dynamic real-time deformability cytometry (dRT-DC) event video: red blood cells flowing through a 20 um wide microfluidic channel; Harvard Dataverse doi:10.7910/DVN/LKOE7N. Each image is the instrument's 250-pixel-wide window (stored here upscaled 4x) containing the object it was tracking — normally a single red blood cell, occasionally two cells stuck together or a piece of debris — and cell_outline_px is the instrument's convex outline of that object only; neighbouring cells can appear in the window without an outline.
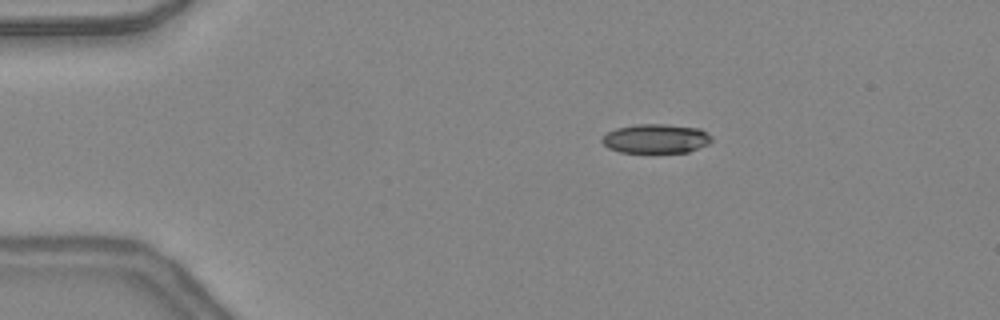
{"species": "common noctule bat (a hibernating species)", "species_latin": "Nyctalus noctula", "temperature_condition": "warm", "stored_images_in_passage": 46, "camera_frame_rate_fps": 3000, "um_per_image_px": 0.085, "animal": {"sex": "female", "body_mass_g": 24.6, "forearm_length_mm": 56.2}, "frame": {"image": 1, "passage_image": 8, "time_ms": 2.333, "image_size_px": [1000, 320], "cell_outline_px": [[712, 140], [708, 144], [688, 152], [620, 152], [608, 148], [600, 140], [608, 132], [616, 128], [636, 124], [664, 124], [700, 128], [712, 136]], "centroid_in_image_um": [55.76, 11.78], "position_along_channel_um": 29.2, "area_um2": 18.61}}
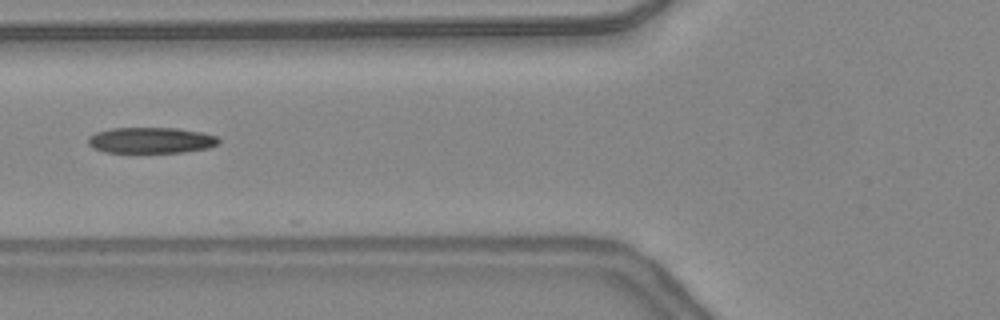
{"frame": {"image": 2, "passage_image": 18, "time_ms": 5.667, "image_size_px": [1000, 320], "cell_outline_px": [[220, 144], [208, 148], [184, 152], [104, 152], [92, 148], [88, 144], [88, 136], [96, 132], [112, 128], [176, 128], [204, 132], [216, 136], [220, 140]], "centroid_in_image_um": [12.85, 11.92], "position_along_channel_um": 113.0, "area_um2": 19.88}}
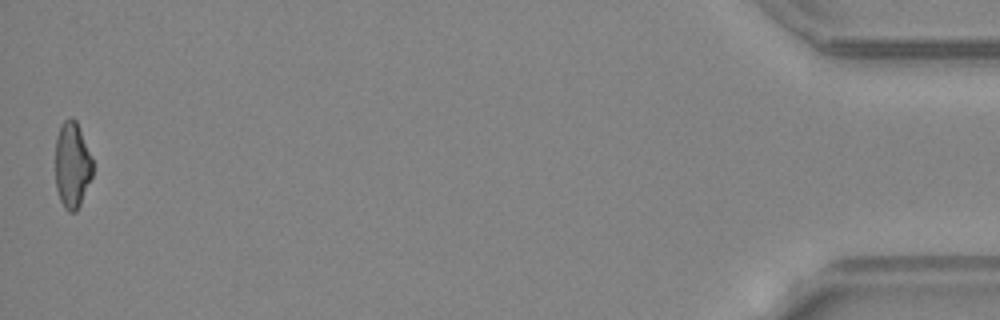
{"frame": {"image": 3, "passage_image": 46, "time_ms": 15.0, "image_size_px": [1000, 320], "cell_outline_px": [[92, 176], [80, 204], [76, 212], [68, 212], [64, 208], [60, 200], [56, 188], [56, 136], [60, 124], [64, 120], [72, 116], [76, 120], [92, 156]], "centroid_in_image_um": [6.13, 14.0], "position_along_channel_um": 429.1, "area_um2": 18.84}, "authors_computed_cell_mechanics": {"area_um2": 19.7387, "velocity_mm_per_s": 4.4069, "shape_relaxation_time_tau1_ms": null, "shape_relaxation_time_tau2_ms": 2.5901, "deformation_change_tau1": null, "deformation_change_tau2": 0.1143}}